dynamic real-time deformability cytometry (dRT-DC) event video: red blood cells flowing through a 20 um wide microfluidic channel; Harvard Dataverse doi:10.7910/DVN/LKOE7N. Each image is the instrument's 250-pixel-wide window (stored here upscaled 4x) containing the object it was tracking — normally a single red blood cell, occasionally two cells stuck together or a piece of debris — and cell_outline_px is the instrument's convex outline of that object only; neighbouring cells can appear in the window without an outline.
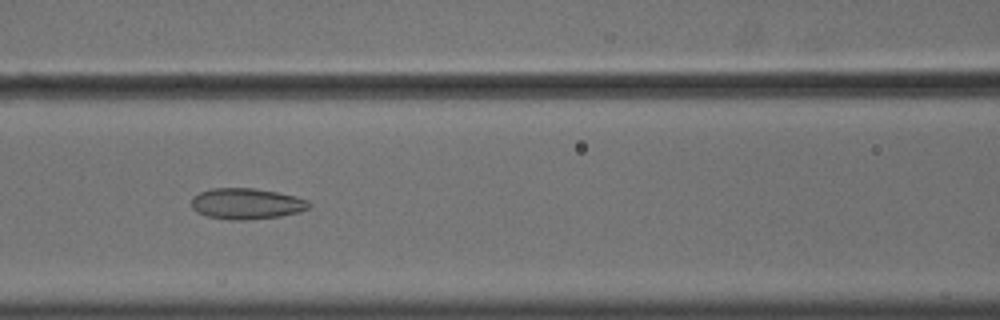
{"species": "common noctule bat (a hibernating species)", "species_latin": "Nyctalus noctula", "temperature_condition": "cold", "stored_images_in_passage": 52, "camera_frame_rate_fps": 3000, "um_per_image_px": 0.085, "animal": {"sex": "male", "body_mass_g": 18.8}, "frame": {"image": 1, "passage_image": 26, "time_ms": 8.333, "image_size_px": [1000, 320], "cell_outline_px": [[312, 204], [308, 208], [300, 212], [280, 216], [248, 220], [236, 220], [204, 216], [196, 212], [192, 208], [192, 196], [200, 192], [212, 188], [256, 188], [276, 192], [308, 200]], "centroid_in_image_um": [20.93, 17.32], "position_along_channel_um": 145.7, "area_um2": 21.27}}
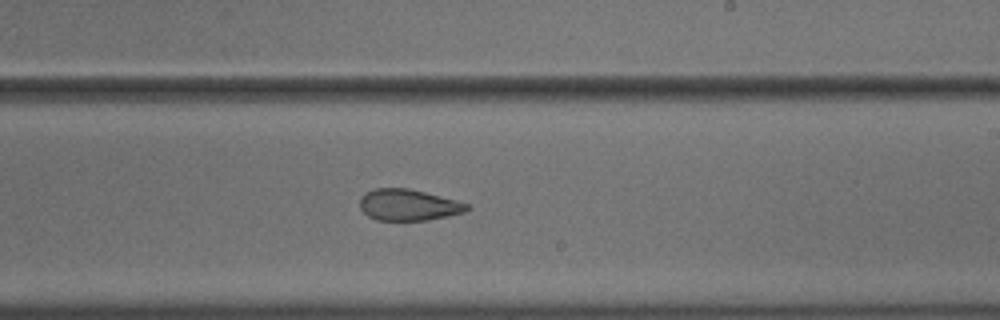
{"frame": {"image": 2, "passage_image": 35, "time_ms": 11.333, "image_size_px": [1000, 320], "cell_outline_px": [[472, 208], [468, 212], [428, 220], [376, 220], [368, 216], [360, 208], [360, 196], [376, 188], [408, 188], [456, 200], [468, 204]], "centroid_in_image_um": [34.75, 17.43], "position_along_channel_um": 254.3, "area_um2": 19.59}}
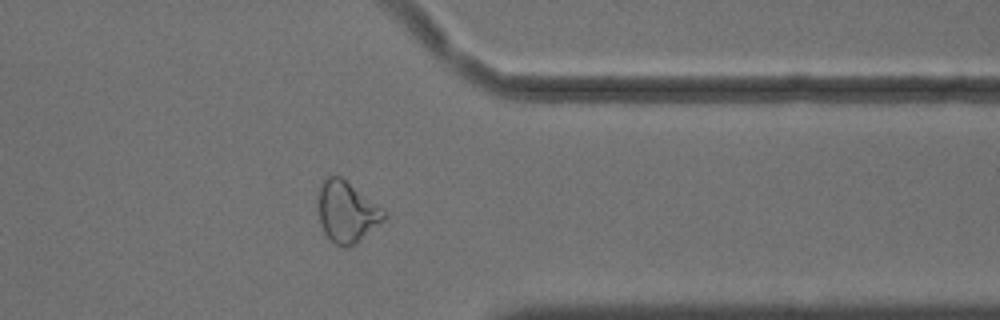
{"frame": {"image": 3, "passage_image": 46, "time_ms": 15.0, "image_size_px": [1000, 320], "cell_outline_px": [[388, 216], [384, 220], [356, 244], [344, 248], [336, 244], [324, 232], [320, 224], [320, 184], [328, 176], [340, 176], [384, 208], [388, 212]], "centroid_in_image_um": [29.54, 18.02], "position_along_channel_um": 381.9, "area_um2": 23.24}}